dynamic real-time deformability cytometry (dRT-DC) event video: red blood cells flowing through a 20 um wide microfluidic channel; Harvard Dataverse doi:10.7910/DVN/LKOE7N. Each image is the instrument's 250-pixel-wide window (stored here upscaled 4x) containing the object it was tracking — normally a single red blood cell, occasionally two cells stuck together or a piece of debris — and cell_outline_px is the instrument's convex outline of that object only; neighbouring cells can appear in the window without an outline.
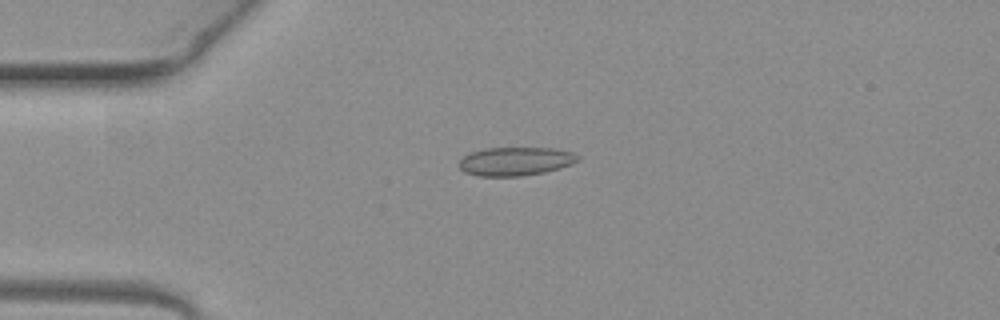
{"species": "common noctule bat (a hibernating species)", "species_latin": "Nyctalus noctula", "temperature_condition": "warm", "stored_images_in_passage": 3, "camera_frame_rate_fps": 3000, "um_per_image_px": 0.085, "animal": {"sex": "female", "body_mass_g": 19.3, "forearm_length_mm": 54.1}, "frame": {"image": 1, "passage_image": 1, "time_ms": 0.0, "image_size_px": [1000, 320], "cell_outline_px": [[580, 160], [572, 164], [560, 168], [544, 172], [520, 176], [480, 176], [464, 172], [460, 168], [460, 160], [468, 152], [484, 148], [552, 148], [572, 152], [580, 156]], "centroid_in_image_um": [43.82, 13.7], "position_along_channel_um": 41.2, "area_um2": 19.83}}
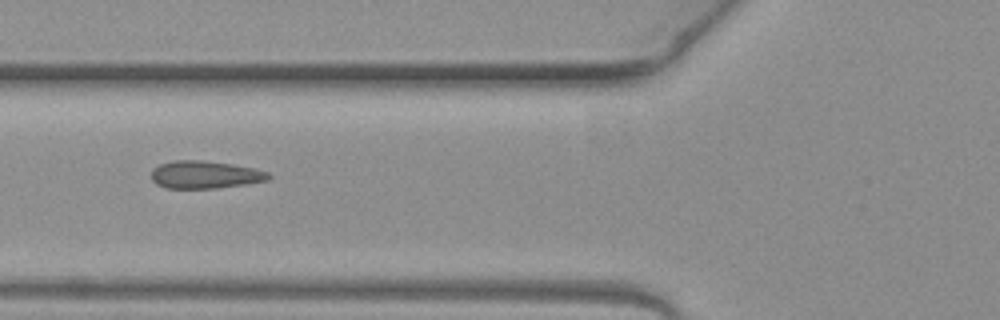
{"frame": {"image": 2, "passage_image": 3, "time_ms": 0.667, "image_size_px": [1000, 320], "cell_outline_px": [[272, 176], [268, 180], [244, 184], [216, 188], [164, 188], [156, 184], [152, 180], [152, 168], [160, 164], [172, 160], [200, 160], [232, 164], [256, 168], [268, 172]], "centroid_in_image_um": [17.41, 14.84], "position_along_channel_um": 108.4, "area_um2": 18.96}}